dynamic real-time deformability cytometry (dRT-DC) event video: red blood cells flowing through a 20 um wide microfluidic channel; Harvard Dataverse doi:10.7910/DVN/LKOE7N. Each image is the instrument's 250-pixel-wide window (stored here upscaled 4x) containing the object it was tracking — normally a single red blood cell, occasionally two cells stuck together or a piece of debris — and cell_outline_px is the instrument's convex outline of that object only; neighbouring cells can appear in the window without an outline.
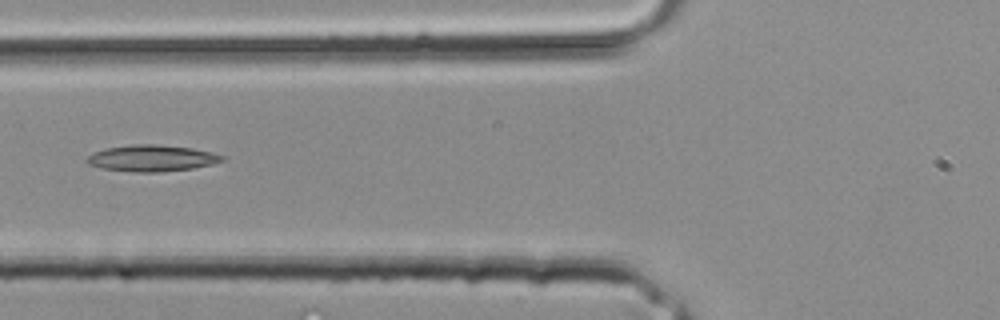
{"species": "common noctule bat (a hibernating species)", "species_latin": "Nyctalus noctula", "temperature_condition": "room temperature", "stored_images_in_passage": 28, "camera_frame_rate_fps": 3000, "um_per_image_px": 0.085, "animal": {"sex": "male", "body_mass_g": 20.4}, "frame": {"image": 1, "passage_image": 7, "time_ms": 2.0, "image_size_px": [1000, 320], "cell_outline_px": [[224, 160], [212, 164], [192, 168], [160, 172], [136, 172], [100, 168], [88, 164], [88, 156], [92, 152], [108, 148], [136, 144], [152, 144], [192, 148], [212, 152], [224, 156]], "centroid_in_image_um": [12.91, 13.45], "position_along_channel_um": 112.9, "area_um2": 20.58}}
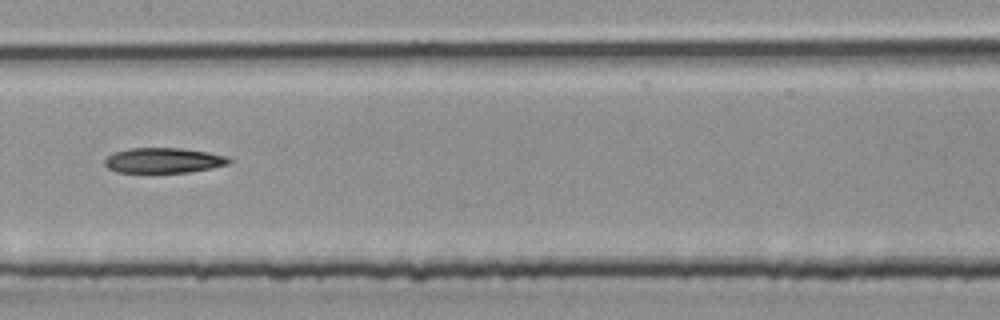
{"frame": {"image": 2, "passage_image": 11, "time_ms": 3.333, "image_size_px": [1000, 320], "cell_outline_px": [[232, 160], [228, 164], [212, 168], [188, 172], [116, 172], [108, 168], [104, 164], [104, 160], [112, 152], [128, 148], [180, 148], [208, 152], [228, 156]], "centroid_in_image_um": [13.89, 13.63], "position_along_channel_um": 193.5, "area_um2": 18.32}}
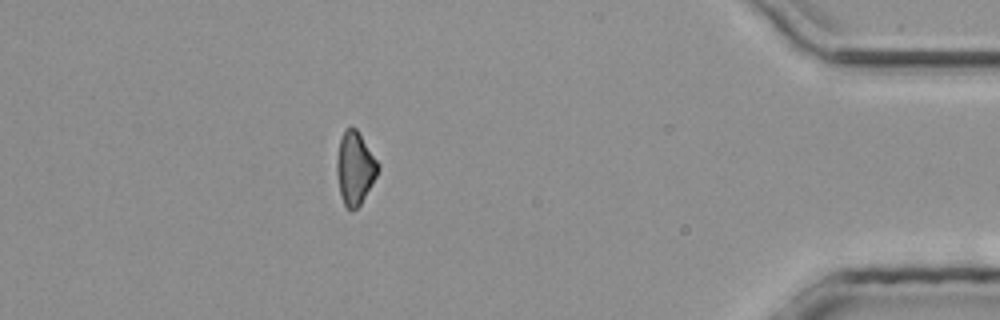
{"frame": {"image": 3, "passage_image": 24, "time_ms": 7.667, "image_size_px": [1000, 320], "cell_outline_px": [[380, 168], [376, 176], [360, 204], [352, 212], [344, 204], [340, 196], [336, 172], [336, 160], [340, 140], [344, 132], [348, 128], [356, 128], [380, 164]], "centroid_in_image_um": [30.16, 14.31], "position_along_channel_um": 405.0, "area_um2": 17.34}}